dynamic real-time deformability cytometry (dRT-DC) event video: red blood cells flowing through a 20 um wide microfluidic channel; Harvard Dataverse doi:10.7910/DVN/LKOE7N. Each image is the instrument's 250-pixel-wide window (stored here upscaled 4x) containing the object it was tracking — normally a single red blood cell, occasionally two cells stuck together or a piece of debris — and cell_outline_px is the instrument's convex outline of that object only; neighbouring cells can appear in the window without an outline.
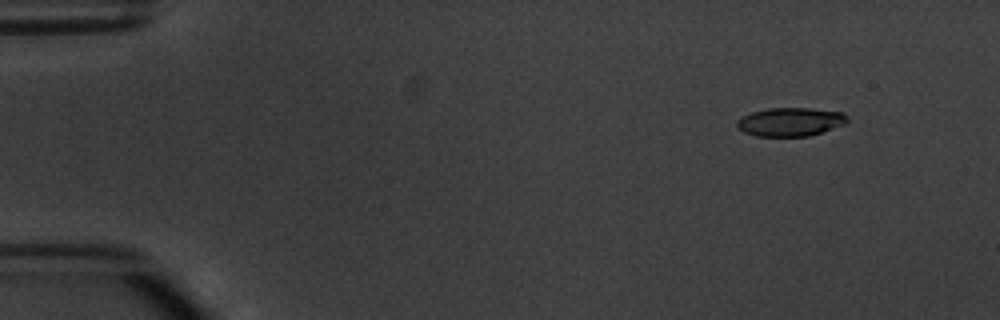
{"species": "common noctule bat (a hibernating species)", "species_latin": "Nyctalus noctula", "temperature_condition": "warm", "stored_images_in_passage": 5, "camera_frame_rate_fps": 3000, "um_per_image_px": 0.085, "animal": {"sex": "male", "body_mass_g": 20.1, "forearm_length_mm": 53.5}, "frame": {"image": 1, "passage_image": 2, "time_ms": 1.0, "image_size_px": [1000, 320], "cell_outline_px": [[848, 120], [844, 124], [808, 136], [756, 136], [744, 132], [736, 128], [736, 120], [752, 112], [768, 108], [808, 108], [844, 112], [848, 116]], "centroid_in_image_um": [67.16, 10.35], "position_along_channel_um": 17.8, "area_um2": 18.32}}
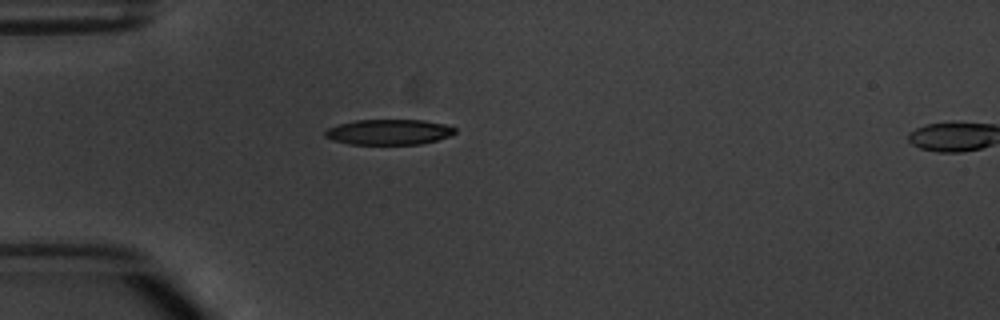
{"frame": {"image": 2, "passage_image": 4, "time_ms": 4.333, "image_size_px": [1000, 320], "cell_outline_px": [[456, 132], [448, 136], [436, 140], [420, 144], [348, 144], [332, 140], [324, 136], [324, 132], [328, 128], [340, 124], [356, 120], [424, 120], [444, 124], [456, 128]], "centroid_in_image_um": [33.04, 11.22], "position_along_channel_um": 52.0, "area_um2": 19.13}}